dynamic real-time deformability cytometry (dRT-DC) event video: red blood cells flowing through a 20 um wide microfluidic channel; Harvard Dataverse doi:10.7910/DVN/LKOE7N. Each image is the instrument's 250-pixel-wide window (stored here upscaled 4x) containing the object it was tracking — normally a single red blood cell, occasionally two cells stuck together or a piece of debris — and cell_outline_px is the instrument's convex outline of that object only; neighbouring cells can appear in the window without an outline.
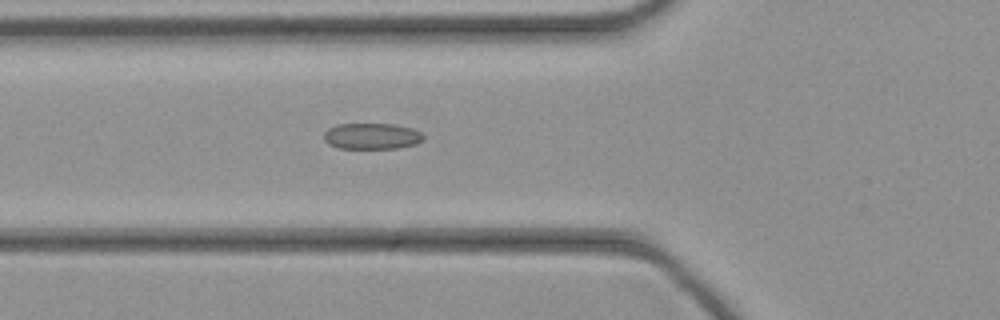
{"species": "common noctule bat (a hibernating species)", "species_latin": "Nyctalus noctula", "temperature_condition": "cold", "stored_images_in_passage": 46, "camera_frame_rate_fps": 3000, "um_per_image_px": 0.085, "animal": {"sex": "female", "body_mass_g": 21.9}, "frame": {"image": 1, "passage_image": 17, "time_ms": 5.333, "image_size_px": [1000, 320], "cell_outline_px": [[424, 140], [416, 144], [400, 148], [340, 148], [328, 144], [324, 140], [324, 132], [328, 128], [336, 124], [392, 124], [412, 128], [420, 132], [424, 136]], "centroid_in_image_um": [31.6, 11.57], "position_along_channel_um": 94.2, "area_um2": 15.2}}
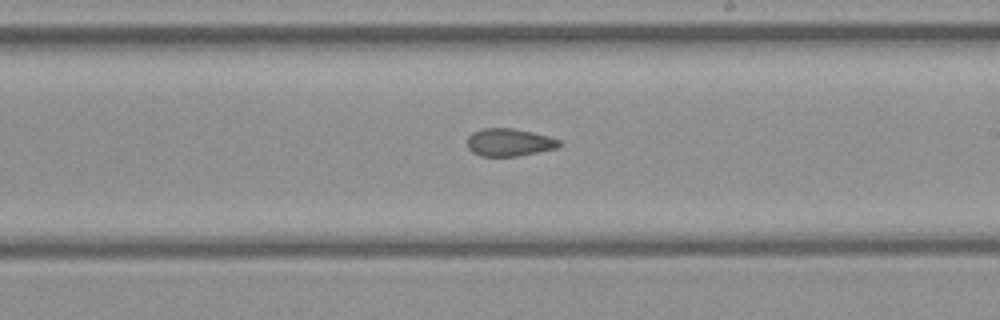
{"frame": {"image": 2, "passage_image": 27, "time_ms": 8.667, "image_size_px": [1000, 320], "cell_outline_px": [[560, 144], [556, 148], [516, 156], [480, 156], [472, 152], [468, 148], [468, 136], [472, 132], [484, 128], [512, 128], [532, 132], [548, 136], [560, 140]], "centroid_in_image_um": [43.25, 12.09], "position_along_channel_um": 245.8, "area_um2": 14.68}}
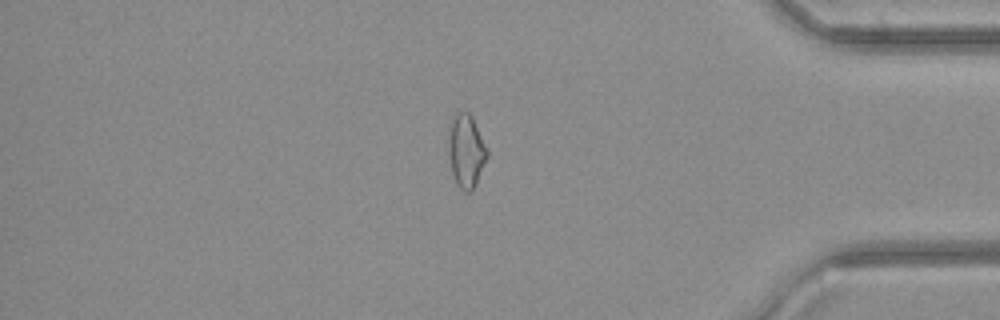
{"frame": {"image": 3, "passage_image": 39, "time_ms": 12.667, "image_size_px": [1000, 320], "cell_outline_px": [[488, 156], [476, 184], [472, 192], [464, 192], [456, 184], [452, 172], [448, 152], [448, 136], [452, 116], [456, 108], [468, 112], [472, 116], [488, 152]], "centroid_in_image_um": [39.6, 12.8], "position_along_channel_um": 395.6, "area_um2": 16.76}}